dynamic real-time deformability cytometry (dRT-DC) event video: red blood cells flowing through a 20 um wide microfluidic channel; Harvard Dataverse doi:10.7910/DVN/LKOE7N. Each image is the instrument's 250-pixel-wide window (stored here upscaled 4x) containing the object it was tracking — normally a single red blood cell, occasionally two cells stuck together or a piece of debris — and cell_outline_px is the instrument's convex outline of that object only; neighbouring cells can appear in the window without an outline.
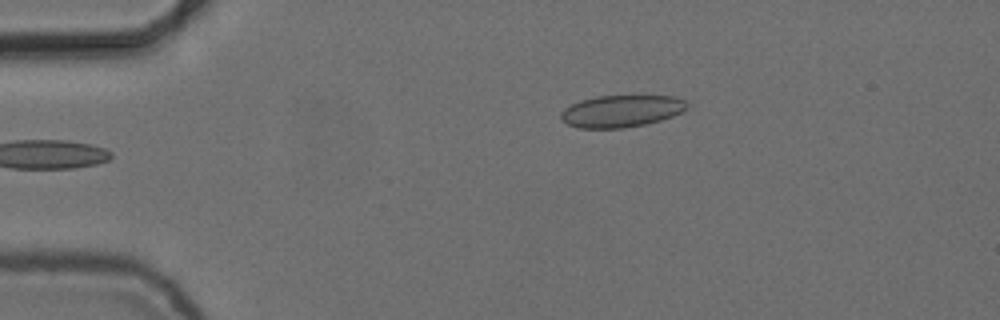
{"species": "common noctule bat (a hibernating species)", "species_latin": "Nyctalus noctula", "temperature_condition": "cold", "stored_images_in_passage": 38, "camera_frame_rate_fps": 3000, "um_per_image_px": 0.085, "animal": {"sex": "female", "body_mass_g": 24.6, "forearm_length_mm": 56.2}, "frame": {"image": 1, "passage_image": 1, "time_ms": 0.0, "image_size_px": [1000, 320], "cell_outline_px": [[688, 104], [680, 112], [672, 116], [660, 120], [644, 124], [624, 128], [580, 128], [568, 124], [560, 120], [560, 112], [564, 108], [580, 100], [596, 96], [676, 96], [684, 100]], "centroid_in_image_um": [52.76, 9.44], "position_along_channel_um": 32.2, "area_um2": 23.41}}
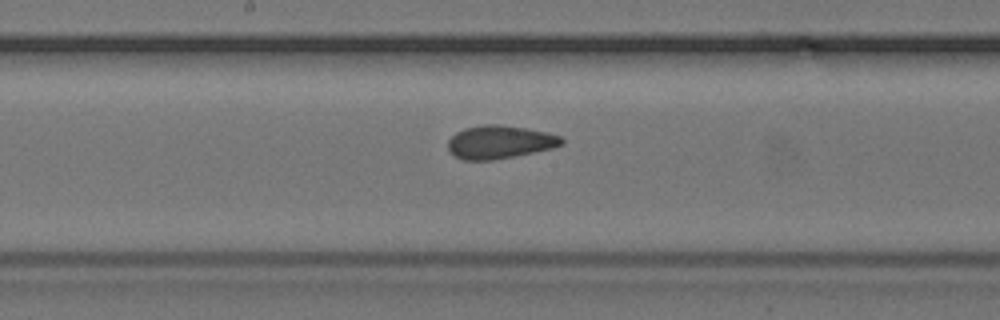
{"frame": {"image": 2, "passage_image": 19, "time_ms": 6.0, "image_size_px": [1000, 320], "cell_outline_px": [[564, 144], [552, 148], [492, 160], [464, 160], [456, 156], [448, 148], [448, 140], [456, 132], [464, 128], [484, 124], [500, 124], [524, 128], [544, 132], [560, 136], [564, 140]], "centroid_in_image_um": [42.46, 12.06], "position_along_channel_um": 205.7, "area_um2": 21.68}}
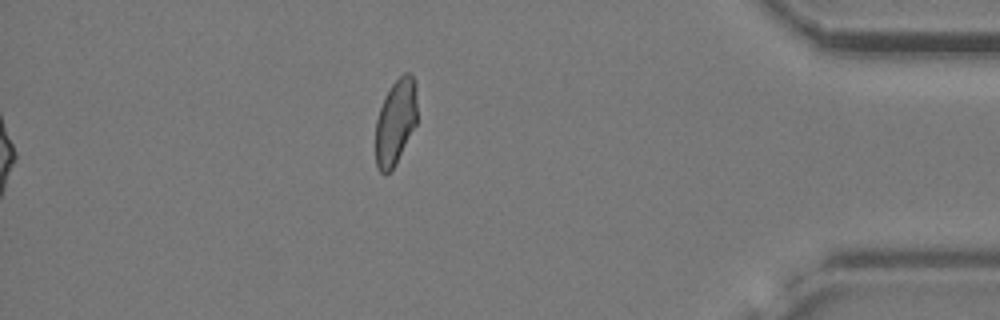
{"frame": {"image": 3, "passage_image": 38, "time_ms": 12.333, "image_size_px": [1000, 320], "cell_outline_px": [[416, 124], [396, 164], [384, 176], [380, 172], [376, 164], [376, 120], [384, 96], [392, 84], [404, 72], [408, 72], [416, 80]], "centroid_in_image_um": [33.62, 10.35], "position_along_channel_um": 401.6, "area_um2": 20.75}, "authors_computed_cell_mechanics": {"area_um2": 21.964, "velocity_mm_per_s": 3.7314, "shape_relaxation_time_tau1_ms": 4.2325, "shape_relaxation_time_tau2_ms": 1.4029, "deformation_change_tau1": 0.1007, "deformation_change_tau2": 0.0795}}